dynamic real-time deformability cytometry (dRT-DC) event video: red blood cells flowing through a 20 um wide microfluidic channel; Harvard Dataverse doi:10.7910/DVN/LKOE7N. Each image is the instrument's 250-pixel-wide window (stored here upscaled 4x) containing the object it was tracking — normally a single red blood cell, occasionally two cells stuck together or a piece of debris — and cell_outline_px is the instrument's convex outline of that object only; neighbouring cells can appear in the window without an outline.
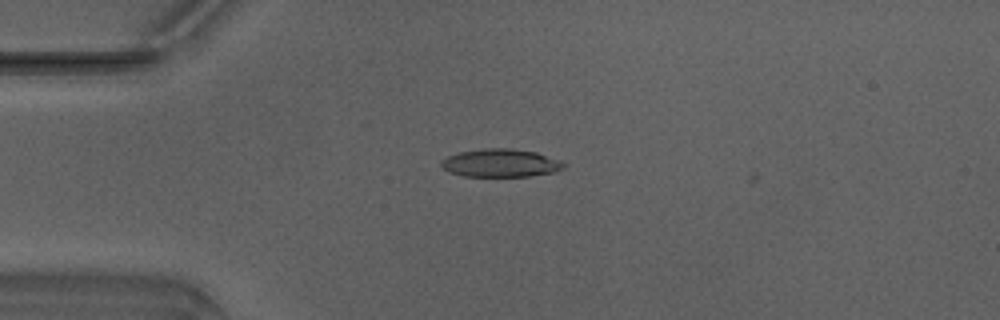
{"species": "Egyptian fruit bat (a non-hibernating species)", "species_latin": "Rousettus aegyptiacus", "temperature_condition": "warm", "stored_images_in_passage": 2, "camera_frame_rate_fps": 3000, "um_per_image_px": 0.085, "animal": {"sex": "male"}, "frame": {"image": 1, "passage_image": 1, "time_ms": 0.0, "image_size_px": [1000, 320], "cell_outline_px": [[568, 164], [564, 168], [556, 172], [528, 176], [464, 176], [448, 172], [440, 164], [440, 160], [448, 156], [460, 152], [484, 148], [512, 148], [536, 152], [560, 160]], "centroid_in_image_um": [42.58, 13.85], "position_along_channel_um": 42.4, "area_um2": 20.17}}